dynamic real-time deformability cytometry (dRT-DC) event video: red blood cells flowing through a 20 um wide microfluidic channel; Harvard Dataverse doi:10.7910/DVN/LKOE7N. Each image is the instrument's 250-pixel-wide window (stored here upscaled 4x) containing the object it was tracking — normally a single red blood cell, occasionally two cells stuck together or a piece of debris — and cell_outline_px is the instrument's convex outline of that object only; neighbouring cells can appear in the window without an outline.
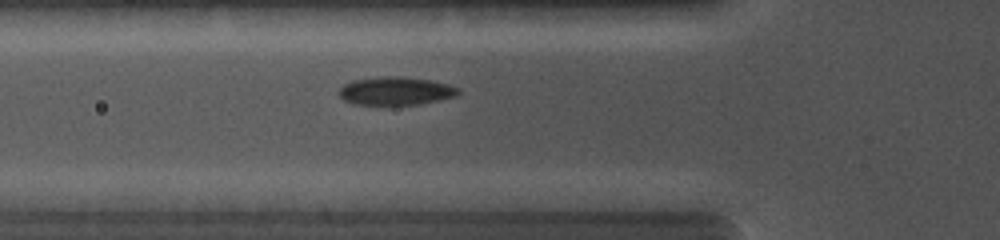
{"species": "common noctule bat (a hibernating species)", "species_latin": "Nyctalus noctula", "temperature_condition": "cold", "stored_images_in_passage": 14, "camera_frame_rate_fps": 5000, "um_per_image_px": 0.085, "animal": {"sex": "female", "body_mass_g": 19.0, "forearm_length_mm": 56.7}, "frame": {"image": 1, "passage_image": 3, "time_ms": 1.4, "image_size_px": [1000, 240], "cell_outline_px": [[460, 92], [456, 96], [420, 104], [384, 108], [356, 104], [344, 100], [340, 96], [340, 88], [344, 84], [352, 80], [376, 76], [400, 76], [428, 80], [448, 84], [456, 88]], "centroid_in_image_um": [33.57, 7.77], "position_along_channel_um": 92.2, "area_um2": 20.29}}
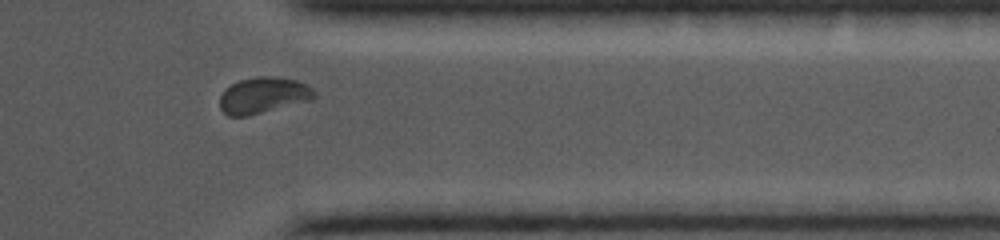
{"frame": {"image": 2, "passage_image": 12, "time_ms": 8.0, "image_size_px": [1000, 240], "cell_outline_px": [[316, 96], [312, 100], [248, 116], [228, 116], [220, 108], [220, 96], [232, 84], [240, 80], [256, 76], [276, 76], [296, 80], [308, 84], [316, 92]], "centroid_in_image_um": [22.42, 8.1], "position_along_channel_um": 389.0, "area_um2": 20.0}}
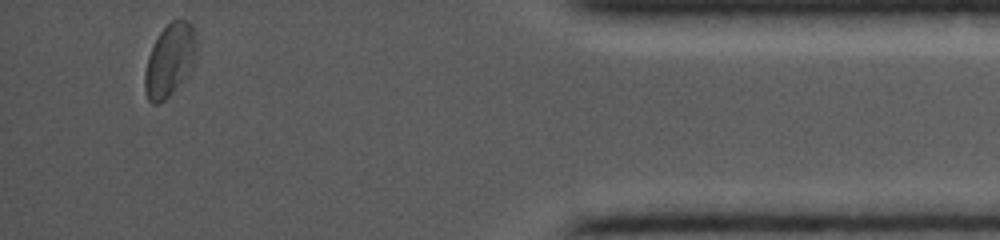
{"frame": {"image": 3, "passage_image": 14, "time_ms": 9.6, "image_size_px": [1000, 240], "cell_outline_px": [[196, 60], [184, 76], [168, 96], [164, 100], [156, 104], [152, 104], [148, 100], [144, 88], [144, 72], [148, 56], [160, 32], [172, 20], [188, 20], [196, 28]], "centroid_in_image_um": [14.43, 5.07], "position_along_channel_um": 420.8, "area_um2": 21.62}}